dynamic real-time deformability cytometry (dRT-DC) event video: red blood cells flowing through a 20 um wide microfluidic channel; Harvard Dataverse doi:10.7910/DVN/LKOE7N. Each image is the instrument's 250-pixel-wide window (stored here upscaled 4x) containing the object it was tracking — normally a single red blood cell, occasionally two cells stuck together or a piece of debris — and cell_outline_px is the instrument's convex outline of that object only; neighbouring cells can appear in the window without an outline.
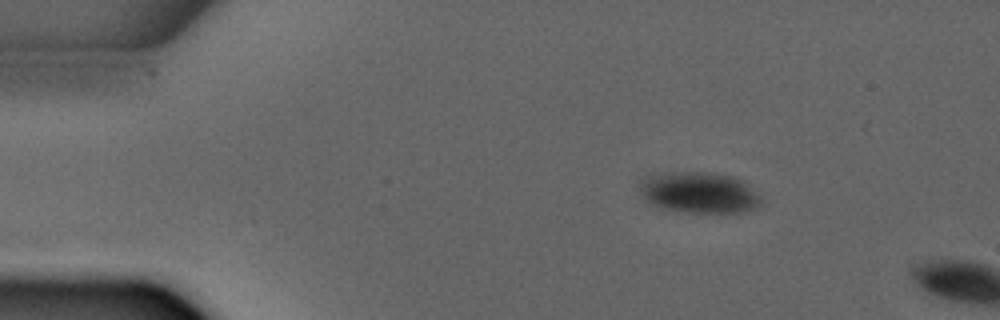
{"species": "common noctule bat (a hibernating species)", "species_latin": "Nyctalus noctula", "temperature_condition": "warm", "stored_images_in_passage": 2, "camera_frame_rate_fps": 3000, "um_per_image_px": 0.085, "animal": {"sex": "male", "forearm_length_mm": 52.5}, "frame": {"image": 1, "passage_image": 1, "time_ms": 0.0, "image_size_px": [1000, 320], "cell_outline_px": [[760, 204], [756, 208], [748, 212], [724, 216], [676, 212], [660, 208], [648, 204], [644, 200], [640, 192], [640, 180], [656, 176], [676, 172], [712, 172], [736, 176], [744, 180], [760, 196]], "centroid_in_image_um": [59.5, 16.44], "position_along_channel_um": 25.5, "area_um2": 30.4}}